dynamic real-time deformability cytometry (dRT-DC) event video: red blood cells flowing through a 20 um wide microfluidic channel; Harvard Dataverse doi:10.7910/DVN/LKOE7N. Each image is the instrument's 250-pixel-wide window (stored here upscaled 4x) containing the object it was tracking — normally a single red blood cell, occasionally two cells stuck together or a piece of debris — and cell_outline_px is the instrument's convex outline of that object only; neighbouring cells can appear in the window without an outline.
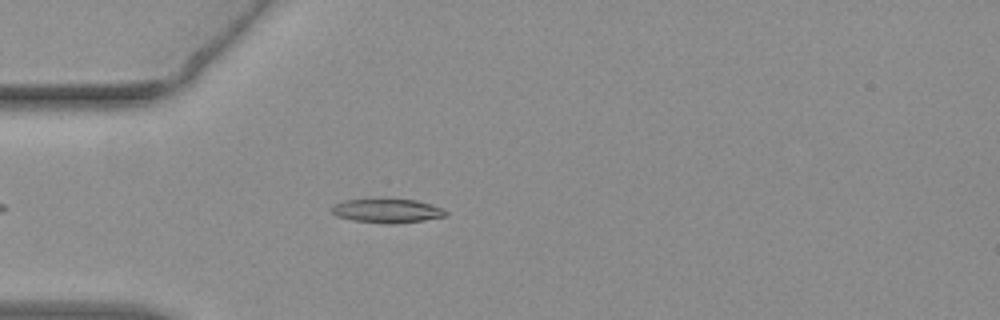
{"species": "common noctule bat (a hibernating species)", "species_latin": "Nyctalus noctula", "temperature_condition": "warm", "stored_images_in_passage": 17, "camera_frame_rate_fps": 3000, "um_per_image_px": 0.085, "animal": {"sex": "female", "body_mass_g": 19.3, "forearm_length_mm": 54.1}, "frame": {"image": 1, "passage_image": 7, "time_ms": 2.0, "image_size_px": [1000, 320], "cell_outline_px": [[448, 212], [444, 216], [424, 220], [396, 224], [384, 224], [352, 220], [336, 216], [328, 208], [332, 204], [344, 200], [380, 196], [416, 200], [432, 204]], "centroid_in_image_um": [32.81, 17.87], "position_along_channel_um": 52.2, "area_um2": 16.94}}
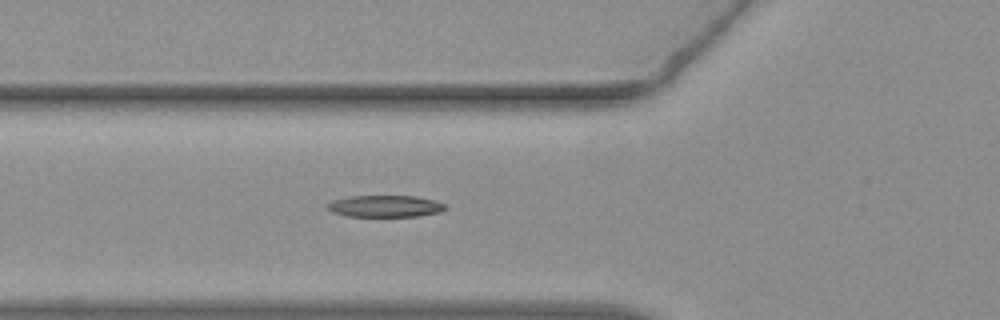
{"frame": {"image": 2, "passage_image": 11, "time_ms": 3.333, "image_size_px": [1000, 320], "cell_outline_px": [[448, 208], [440, 212], [416, 216], [344, 216], [332, 212], [328, 208], [328, 204], [332, 200], [348, 196], [416, 196], [432, 200], [444, 204]], "centroid_in_image_um": [32.72, 17.52], "position_along_channel_um": 93.1, "area_um2": 14.85}}
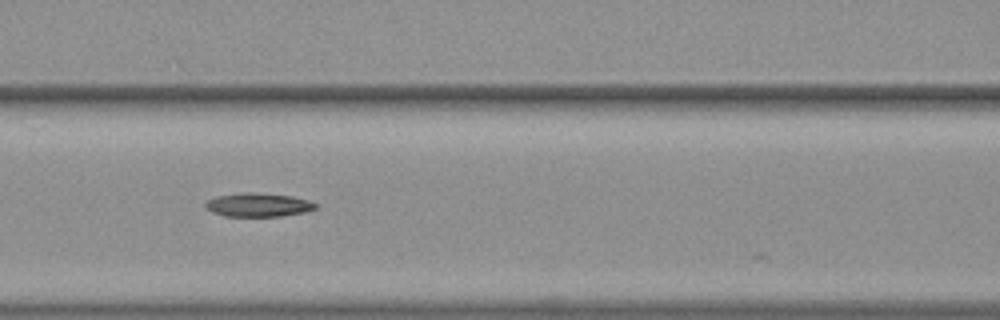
{"frame": {"image": 3, "passage_image": 15, "time_ms": 4.667, "image_size_px": [1000, 320], "cell_outline_px": [[320, 204], [316, 208], [308, 212], [280, 216], [224, 216], [212, 212], [204, 208], [204, 204], [208, 200], [216, 196], [244, 192], [252, 192], [292, 196], [308, 200]], "centroid_in_image_um": [21.96, 17.41], "position_along_channel_um": 144.6, "area_um2": 15.37}}